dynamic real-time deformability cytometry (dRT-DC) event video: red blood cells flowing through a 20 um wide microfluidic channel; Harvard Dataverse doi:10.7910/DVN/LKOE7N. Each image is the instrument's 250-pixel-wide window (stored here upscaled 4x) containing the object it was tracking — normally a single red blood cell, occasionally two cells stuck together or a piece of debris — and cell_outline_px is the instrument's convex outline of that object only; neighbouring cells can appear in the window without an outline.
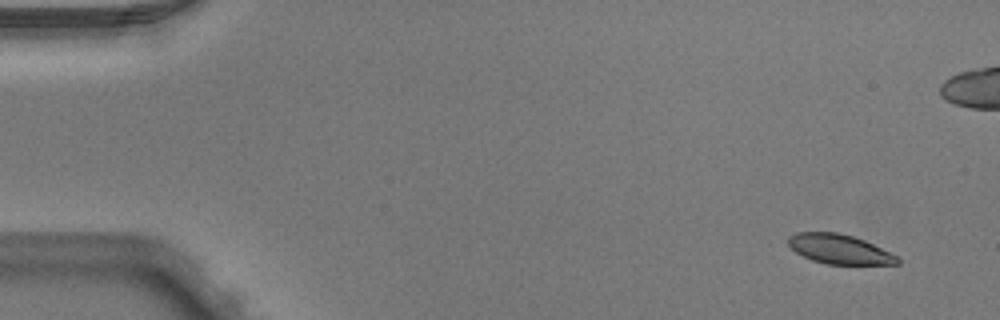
{"species": "Egyptian fruit bat (a non-hibernating species)", "species_latin": "Rousettus aegyptiacus", "temperature_condition": "warm", "stored_images_in_passage": 5, "camera_frame_rate_fps": 3000, "um_per_image_px": 0.085, "animal": {"sex": "male"}, "frame": {"image": 1, "passage_image": 1, "time_ms": 0.0, "image_size_px": [1000, 320], "cell_outline_px": [[900, 264], [828, 264], [812, 260], [796, 252], [788, 244], [788, 236], [796, 232], [840, 232], [864, 240], [900, 256]], "centroid_in_image_um": [71.38, 21.17], "position_along_channel_um": 13.6, "area_um2": 18.84}}
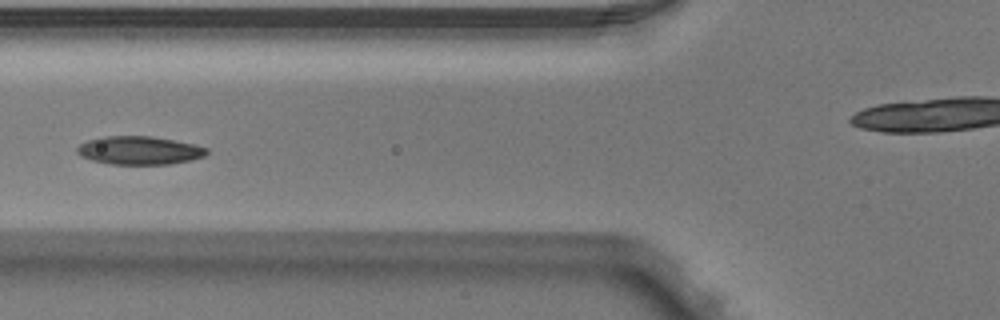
{"frame": {"image": 2, "passage_image": 5, "time_ms": 1.333, "image_size_px": [1000, 320], "cell_outline_px": [[208, 152], [204, 156], [192, 160], [168, 164], [112, 164], [92, 160], [80, 156], [76, 152], [76, 148], [80, 144], [88, 140], [104, 136], [152, 136], [196, 144], [208, 148]], "centroid_in_image_um": [11.85, 12.78], "position_along_channel_um": 113.9, "area_um2": 21.44}}